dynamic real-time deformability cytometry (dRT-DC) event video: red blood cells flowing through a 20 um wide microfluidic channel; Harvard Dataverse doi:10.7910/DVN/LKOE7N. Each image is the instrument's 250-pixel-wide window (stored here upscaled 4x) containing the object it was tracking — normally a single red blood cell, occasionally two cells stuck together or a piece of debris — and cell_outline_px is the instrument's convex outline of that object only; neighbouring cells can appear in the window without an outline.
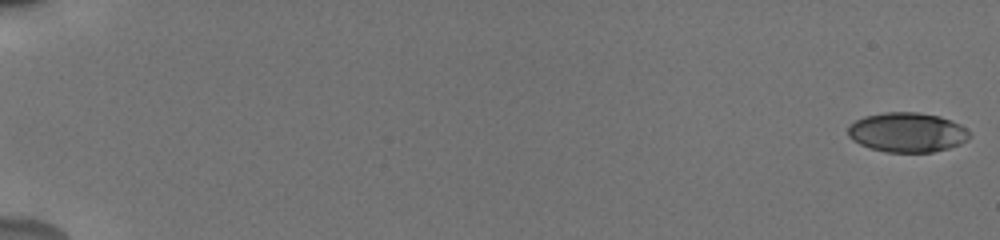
{"species": "human", "species_latin": "Homo sapiens", "temperature_condition": "cold", "stored_images_in_passage": 56, "camera_frame_rate_fps": 3000, "um_per_image_px": 0.085, "donor": {"sex": "male"}, "frame": {"image": 1, "passage_image": 1, "time_ms": 0.0, "image_size_px": [1000, 240], "cell_outline_px": [[972, 136], [968, 140], [960, 144], [948, 148], [932, 152], [888, 152], [872, 148], [860, 144], [852, 140], [848, 136], [848, 128], [856, 120], [864, 116], [884, 112], [916, 112], [940, 116], [952, 120], [960, 124]], "centroid_in_image_um": [77.13, 11.24], "position_along_channel_um": 7.9, "area_um2": 28.03}}
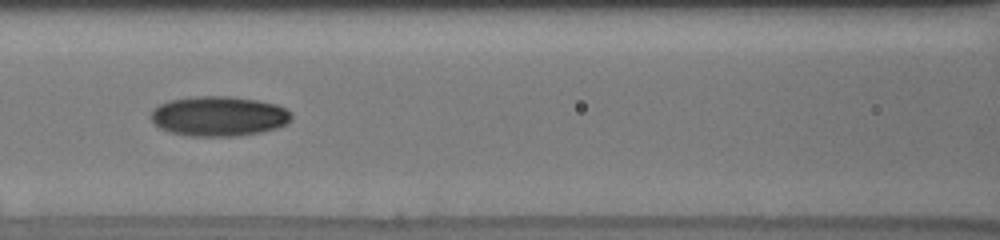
{"frame": {"image": 2, "passage_image": 28, "time_ms": 9.0, "image_size_px": [1000, 240], "cell_outline_px": [[292, 120], [288, 124], [276, 128], [260, 132], [236, 136], [188, 136], [172, 132], [160, 128], [152, 120], [152, 108], [168, 100], [196, 96], [228, 96], [256, 100], [276, 104], [292, 112]], "centroid_in_image_um": [18.62, 9.87], "position_along_channel_um": 148.0, "area_um2": 32.71}}
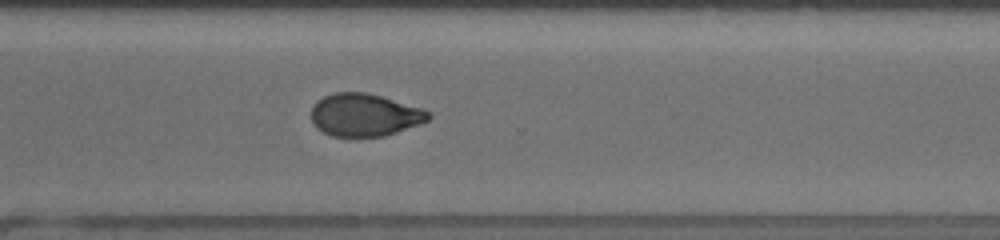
{"frame": {"image": 3, "passage_image": 43, "time_ms": 14.0, "image_size_px": [1000, 240], "cell_outline_px": [[432, 116], [428, 120], [420, 124], [384, 136], [332, 136], [316, 128], [312, 120], [312, 108], [316, 100], [324, 96], [336, 92], [364, 92], [380, 96], [424, 108], [432, 112]], "centroid_in_image_um": [31.01, 9.76], "position_along_channel_um": 339.6, "area_um2": 29.13}, "authors_computed_cell_mechanics": {"area_um2": 29.6803, "velocity_mm_per_s": 3.8384, "shape_relaxation_time_tau1_ms": 6.7687, "shape_relaxation_time_tau2_ms": 2.4205, "deformation_change_tau1": 0.1772, "deformation_change_tau2": 0.0621}}